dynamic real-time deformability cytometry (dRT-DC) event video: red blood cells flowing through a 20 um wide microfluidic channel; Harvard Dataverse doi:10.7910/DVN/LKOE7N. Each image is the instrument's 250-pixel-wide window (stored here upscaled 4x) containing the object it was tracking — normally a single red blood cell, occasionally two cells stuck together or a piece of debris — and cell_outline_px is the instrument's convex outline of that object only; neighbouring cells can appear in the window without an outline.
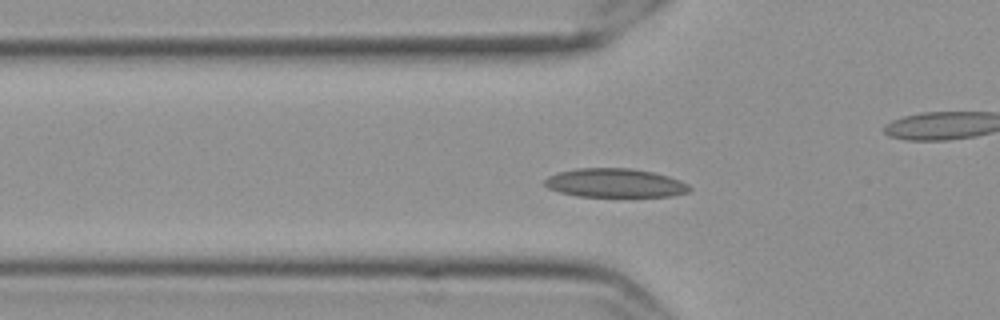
{"species": "Egyptian fruit bat (a non-hibernating species)", "species_latin": "Rousettus aegyptiacus", "temperature_condition": "cold", "stored_images_in_passage": 55, "camera_frame_rate_fps": 3000, "um_per_image_px": 0.085, "frame": {"image": 1, "passage_image": 16, "time_ms": 5.0, "image_size_px": [1000, 320], "cell_outline_px": [[692, 188], [688, 192], [672, 196], [576, 196], [560, 192], [548, 188], [544, 184], [544, 180], [548, 176], [560, 172], [576, 168], [632, 168], [652, 172], [668, 176], [680, 180], [688, 184]], "centroid_in_image_um": [52.28, 15.55], "position_along_channel_um": 73.5, "area_um2": 24.28}}
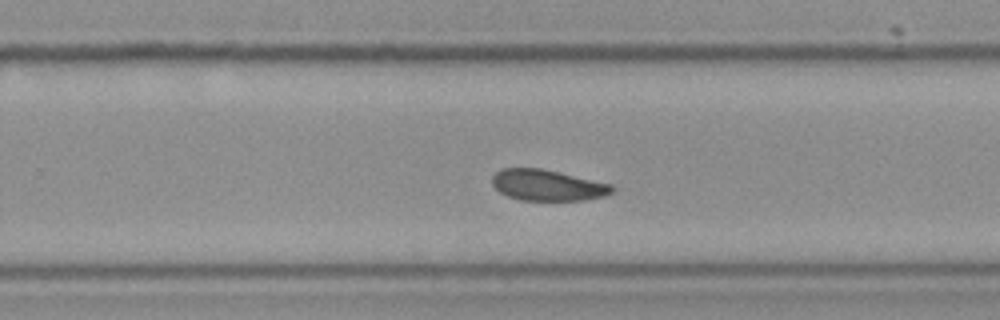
{"frame": {"image": 2, "passage_image": 34, "time_ms": 11.0, "image_size_px": [1000, 320], "cell_outline_px": [[616, 188], [612, 192], [604, 196], [584, 200], [520, 200], [508, 196], [500, 192], [492, 184], [492, 176], [500, 168], [540, 168], [612, 184]], "centroid_in_image_um": [46.53, 15.74], "position_along_channel_um": 283.3, "area_um2": 21.62}}
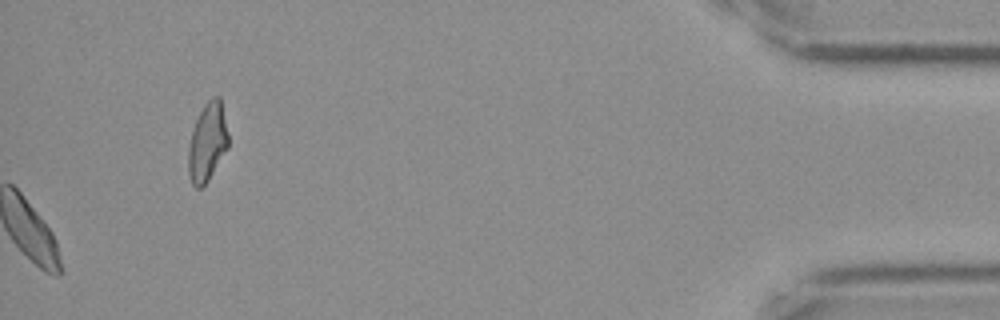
{"frame": {"image": 3, "passage_image": 55, "time_ms": 18.0, "image_size_px": [1000, 320], "cell_outline_px": [[228, 148], [208, 180], [200, 188], [196, 188], [192, 184], [188, 172], [188, 148], [192, 132], [196, 120], [204, 104], [212, 96], [220, 96], [228, 132]], "centroid_in_image_um": [17.63, 12.07], "position_along_channel_um": 417.6, "area_um2": 18.21}, "authors_computed_cell_mechanics": {"area_um2": 22.3686, "velocity_mm_per_s": 3.4866, "shape_relaxation_time_tau1_ms": null, "shape_relaxation_time_tau2_ms": 7.2781, "deformation_change_tau1": null, "deformation_change_tau2": 0.0979}}